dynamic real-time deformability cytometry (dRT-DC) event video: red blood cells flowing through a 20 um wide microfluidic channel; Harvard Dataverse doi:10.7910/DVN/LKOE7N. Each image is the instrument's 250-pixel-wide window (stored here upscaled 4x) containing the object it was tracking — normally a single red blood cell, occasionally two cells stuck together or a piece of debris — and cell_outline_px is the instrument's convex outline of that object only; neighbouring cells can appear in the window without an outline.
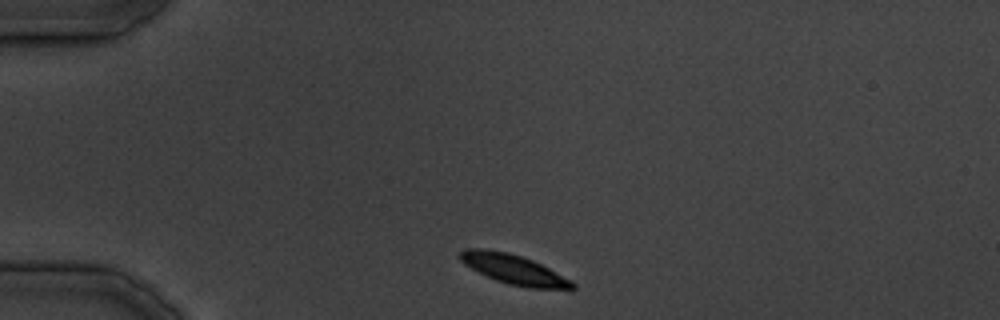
{"species": "common noctule bat (a hibernating species)", "species_latin": "Nyctalus noctula", "temperature_condition": "cold", "stored_images_in_passage": 30, "camera_frame_rate_fps": 3000, "um_per_image_px": 0.085, "animal": {"sex": "male", "body_mass_g": 19.5, "forearm_length_mm": 54.6}, "frame": {"image": 1, "passage_image": 1, "time_ms": 0.0, "image_size_px": [1000, 320], "cell_outline_px": [[576, 288], [572, 292], [528, 288], [508, 284], [496, 280], [464, 264], [456, 256], [464, 248], [484, 248], [508, 252], [532, 260], [572, 280], [576, 284]], "centroid_in_image_um": [43.76, 22.94], "position_along_channel_um": 41.2, "area_um2": 19.94}}
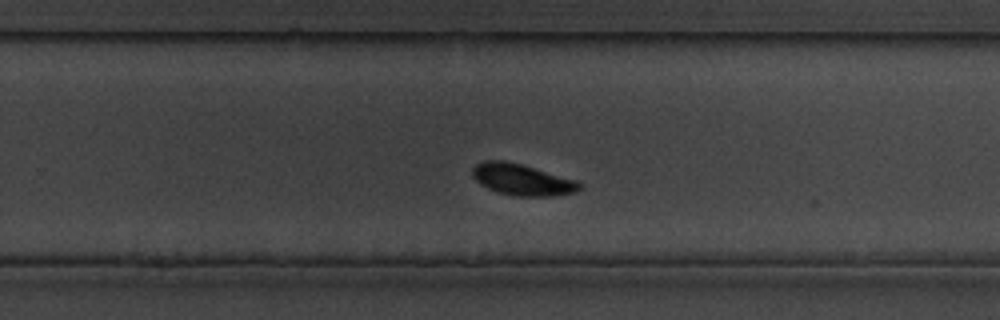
{"frame": {"image": 2, "passage_image": 17, "time_ms": 19.667, "image_size_px": [1000, 320], "cell_outline_px": [[584, 188], [576, 192], [552, 196], [516, 196], [496, 192], [480, 184], [472, 176], [472, 168], [476, 164], [484, 160], [504, 160], [520, 164], [576, 180], [584, 184]], "centroid_in_image_um": [44.39, 15.28], "position_along_channel_um": 285.4, "area_um2": 19.65}}
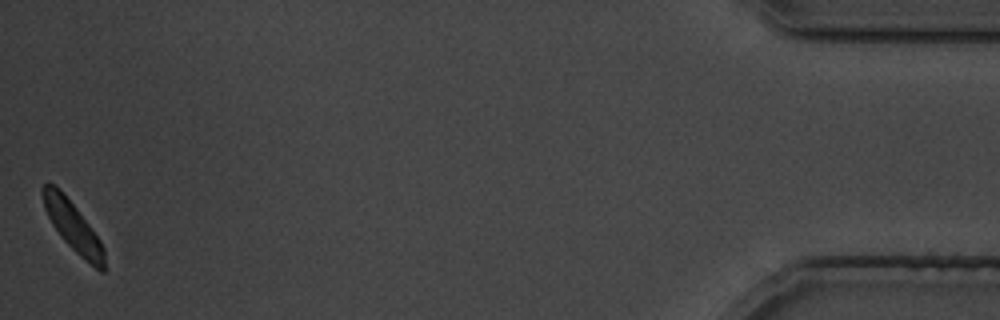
{"frame": {"image": 3, "passage_image": 30, "time_ms": 35.333, "image_size_px": [1000, 320], "cell_outline_px": [[104, 272], [100, 272], [80, 256], [64, 240], [52, 224], [44, 208], [40, 192], [40, 188], [44, 184], [56, 184], [60, 188], [92, 228], [100, 240], [104, 248]], "centroid_in_image_um": [6.17, 19.21], "position_along_channel_um": 429.0, "area_um2": 17.69}}